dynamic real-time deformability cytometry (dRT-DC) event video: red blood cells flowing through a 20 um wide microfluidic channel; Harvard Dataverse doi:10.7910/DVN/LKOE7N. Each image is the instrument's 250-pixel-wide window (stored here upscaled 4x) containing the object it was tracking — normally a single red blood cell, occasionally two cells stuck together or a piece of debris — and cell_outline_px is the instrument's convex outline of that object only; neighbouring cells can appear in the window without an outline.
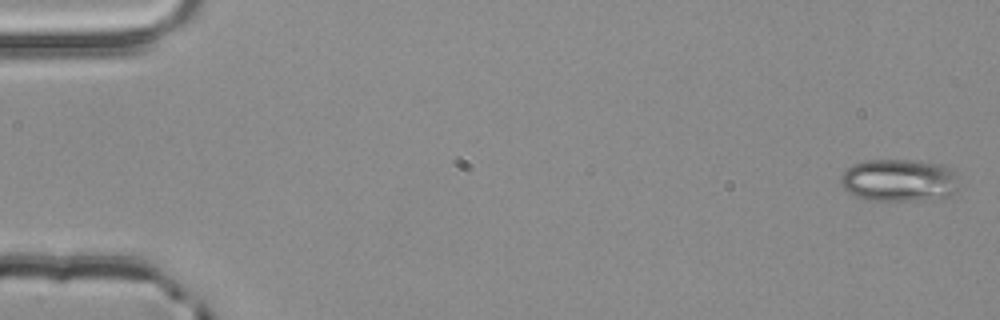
{"species": "common noctule bat (a hibernating species)", "species_latin": "Nyctalus noctula", "temperature_condition": "room temperature", "stored_images_in_passage": 4, "camera_frame_rate_fps": 3000, "um_per_image_px": 0.085, "animal": {"sex": "male", "body_mass_g": 20.4}, "frame": {"image": 1, "passage_image": 1, "time_ms": 0.0, "image_size_px": [1000, 320], "cell_outline_px": [[960, 188], [956, 192], [948, 196], [908, 200], [868, 200], [852, 196], [840, 184], [840, 176], [852, 164], [864, 160], [908, 160], [940, 164], [948, 168], [952, 172]], "centroid_in_image_um": [76.35, 15.32], "position_along_channel_um": 8.6, "area_um2": 29.07}}
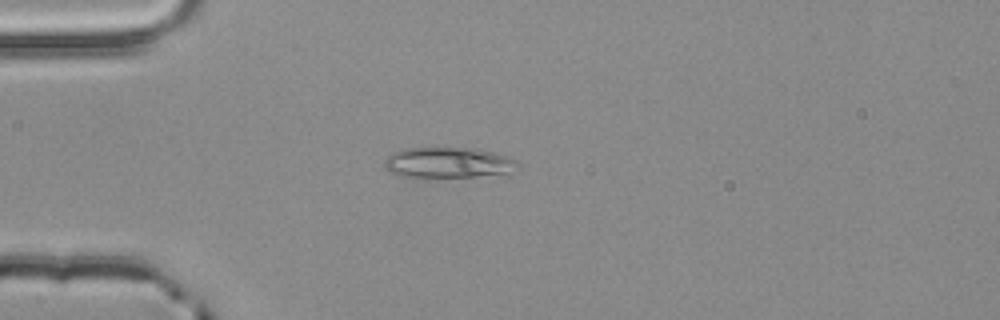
{"frame": {"image": 2, "passage_image": 4, "time_ms": 1.0, "image_size_px": [1000, 320], "cell_outline_px": [[516, 164], [508, 172], [476, 176], [400, 176], [384, 168], [384, 160], [392, 152], [404, 148], [476, 148], [492, 152], [516, 160]], "centroid_in_image_um": [37.99, 13.8], "position_along_channel_um": 47.0, "area_um2": 23.06}}